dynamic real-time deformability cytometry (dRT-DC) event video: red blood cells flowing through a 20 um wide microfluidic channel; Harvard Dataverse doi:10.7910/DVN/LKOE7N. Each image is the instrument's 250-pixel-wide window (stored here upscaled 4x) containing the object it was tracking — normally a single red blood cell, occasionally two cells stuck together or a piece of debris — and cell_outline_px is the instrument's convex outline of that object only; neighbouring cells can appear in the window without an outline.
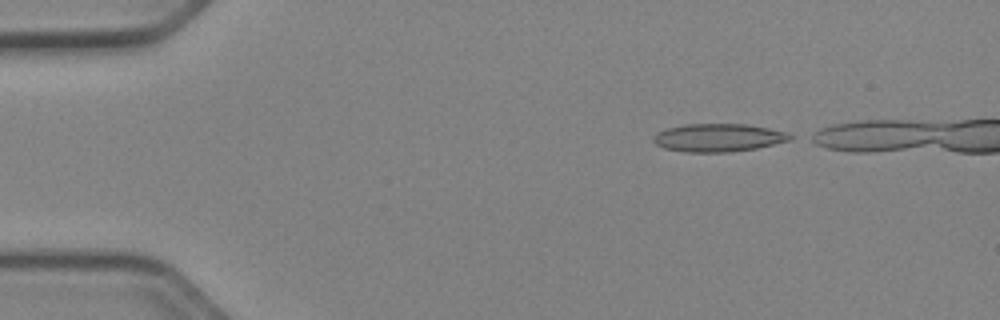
{"species": "Egyptian fruit bat (a non-hibernating species)", "species_latin": "Rousettus aegyptiacus", "temperature_condition": "cold", "stored_images_in_passage": 36, "camera_frame_rate_fps": 3000, "um_per_image_px": 0.085, "animal": {"sex": "female"}, "frame": {"image": 1, "passage_image": 1, "time_ms": 0.0, "image_size_px": [1000, 320], "cell_outline_px": [[792, 140], [756, 148], [728, 152], [688, 152], [664, 148], [656, 144], [652, 140], [656, 132], [668, 128], [684, 124], [748, 124], [768, 128], [784, 132], [792, 136]], "centroid_in_image_um": [61.04, 11.7], "position_along_channel_um": 24.0, "area_um2": 22.2}}
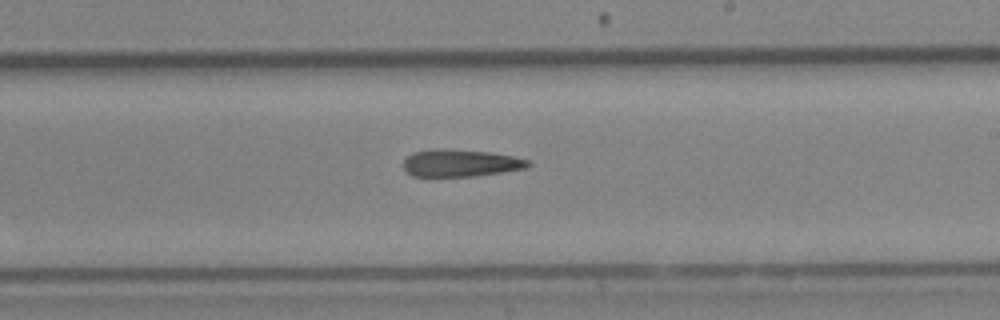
{"frame": {"image": 2, "passage_image": 24, "time_ms": 7.667, "image_size_px": [1000, 320], "cell_outline_px": [[532, 164], [528, 168], [472, 176], [412, 176], [404, 168], [404, 160], [412, 152], [432, 148], [444, 148], [488, 152], [512, 156], [532, 160]], "centroid_in_image_um": [39.16, 13.84], "position_along_channel_um": 249.8, "area_um2": 19.88}}
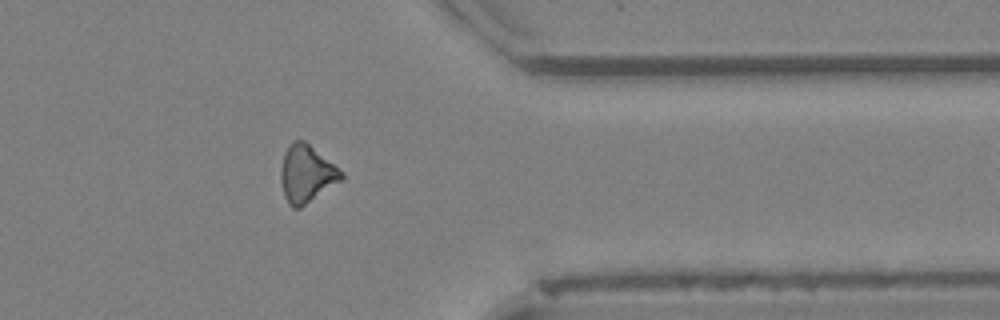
{"frame": {"image": 3, "passage_image": 35, "time_ms": 11.333, "image_size_px": [1000, 320], "cell_outline_px": [[344, 180], [300, 208], [292, 208], [288, 204], [284, 196], [280, 180], [280, 168], [284, 152], [296, 140], [304, 140], [344, 172]], "centroid_in_image_um": [26.07, 14.81], "position_along_channel_um": 385.3, "area_um2": 20.4}}